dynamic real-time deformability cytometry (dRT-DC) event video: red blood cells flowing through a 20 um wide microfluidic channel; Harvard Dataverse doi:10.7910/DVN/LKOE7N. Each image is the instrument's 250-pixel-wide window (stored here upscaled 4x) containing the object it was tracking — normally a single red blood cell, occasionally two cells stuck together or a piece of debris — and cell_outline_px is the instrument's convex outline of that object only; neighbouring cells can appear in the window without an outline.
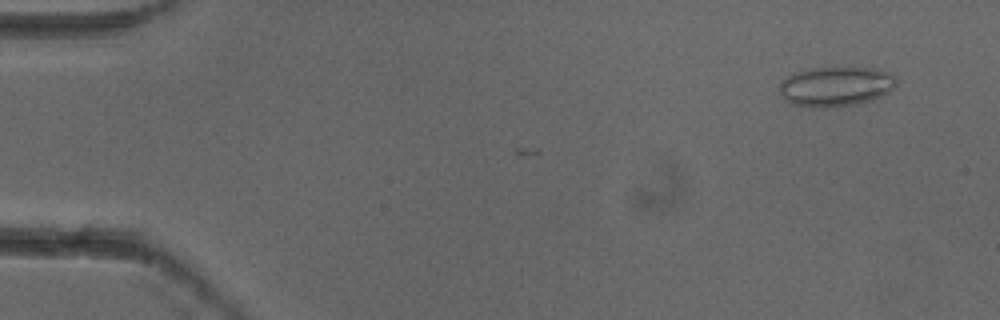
{"species": "common noctule bat (a hibernating species)", "species_latin": "Nyctalus noctula", "temperature_condition": "cold", "stored_images_in_passage": 2, "camera_frame_rate_fps": 3000, "um_per_image_px": 0.085, "animal": {"sex": "female"}, "frame": {"image": 1, "passage_image": 1, "time_ms": 0.0, "image_size_px": [1000, 320], "cell_outline_px": [[896, 84], [888, 92], [872, 100], [836, 108], [812, 108], [788, 104], [784, 100], [780, 92], [780, 84], [784, 76], [796, 72], [812, 68], [872, 68], [892, 72], [896, 76]], "centroid_in_image_um": [71.01, 7.37], "position_along_channel_um": 14.0, "area_um2": 27.51}}